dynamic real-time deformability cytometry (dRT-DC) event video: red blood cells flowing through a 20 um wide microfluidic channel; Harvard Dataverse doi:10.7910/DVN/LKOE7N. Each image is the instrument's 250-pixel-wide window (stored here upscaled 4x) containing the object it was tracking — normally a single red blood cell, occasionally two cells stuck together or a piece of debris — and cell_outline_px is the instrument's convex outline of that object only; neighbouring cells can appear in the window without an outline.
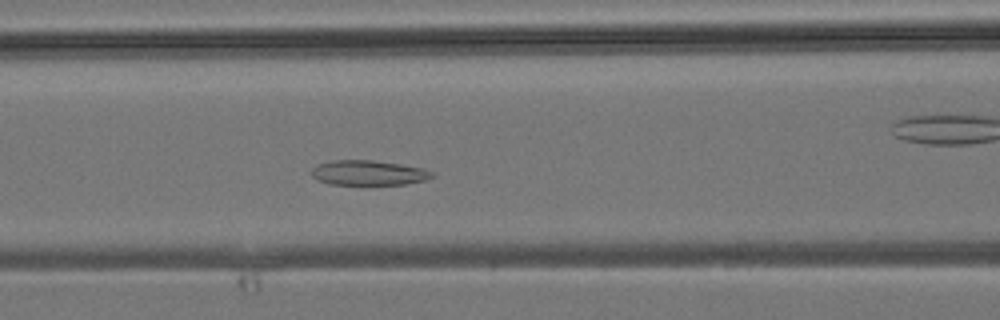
{"species": "common noctule bat (a hibernating species)", "species_latin": "Nyctalus noctula", "temperature_condition": "room temperature", "stored_images_in_passage": 37, "camera_frame_rate_fps": 3000, "um_per_image_px": 0.085, "animal": {"sex": "male", "body_mass_g": 19.2, "forearm_length_mm": 51.8}, "frame": {"image": 1, "passage_image": 11, "time_ms": 3.333, "image_size_px": [1000, 320], "cell_outline_px": [[436, 176], [424, 180], [404, 184], [328, 184], [316, 180], [312, 176], [312, 168], [316, 164], [332, 160], [372, 160], [400, 164], [424, 168], [432, 172]], "centroid_in_image_um": [31.29, 14.68], "position_along_channel_um": 135.3, "area_um2": 17.51}}
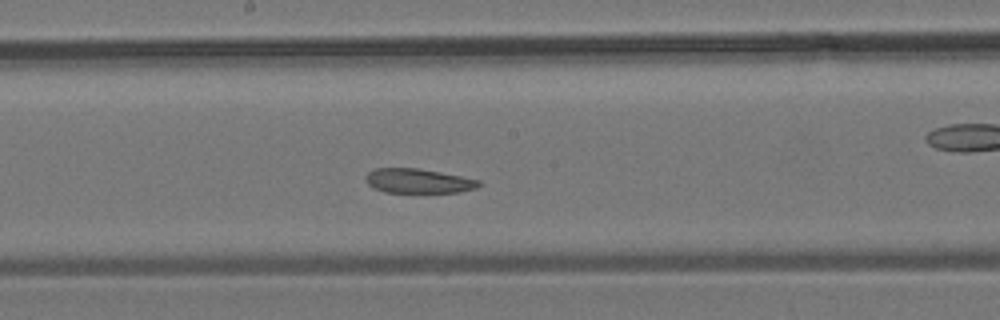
{"frame": {"image": 2, "passage_image": 16, "time_ms": 5.0, "image_size_px": [1000, 320], "cell_outline_px": [[480, 184], [476, 188], [456, 192], [384, 192], [372, 188], [364, 180], [364, 176], [368, 172], [376, 168], [420, 168], [480, 180]], "centroid_in_image_um": [35.48, 15.37], "position_along_channel_um": 212.7, "area_um2": 16.13}}